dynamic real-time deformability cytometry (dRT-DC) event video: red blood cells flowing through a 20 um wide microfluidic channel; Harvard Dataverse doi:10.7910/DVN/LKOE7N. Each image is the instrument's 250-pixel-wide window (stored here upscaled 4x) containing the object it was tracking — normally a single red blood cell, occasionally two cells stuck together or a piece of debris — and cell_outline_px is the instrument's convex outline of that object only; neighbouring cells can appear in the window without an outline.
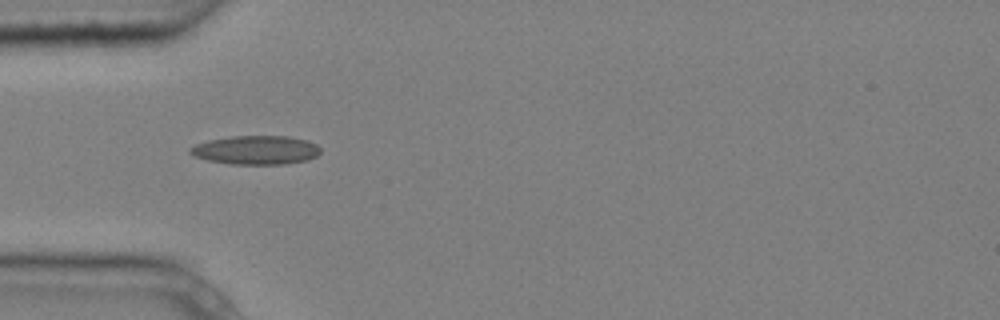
{"species": "common noctule bat (a hibernating species)", "species_latin": "Nyctalus noctula", "temperature_condition": "cold", "stored_images_in_passage": 2, "camera_frame_rate_fps": 3000, "um_per_image_px": 0.085, "animal": {"sex": "male", "body_mass_g": 20.4}, "frame": {"image": 1, "passage_image": 1, "time_ms": 0.0, "image_size_px": [1000, 320], "cell_outline_px": [[320, 152], [316, 156], [308, 160], [284, 164], [228, 164], [208, 160], [192, 156], [188, 152], [188, 148], [196, 144], [208, 140], [232, 136], [288, 136], [308, 140], [316, 144], [320, 148]], "centroid_in_image_um": [21.73, 12.75], "position_along_channel_um": 63.3, "area_um2": 22.08}}
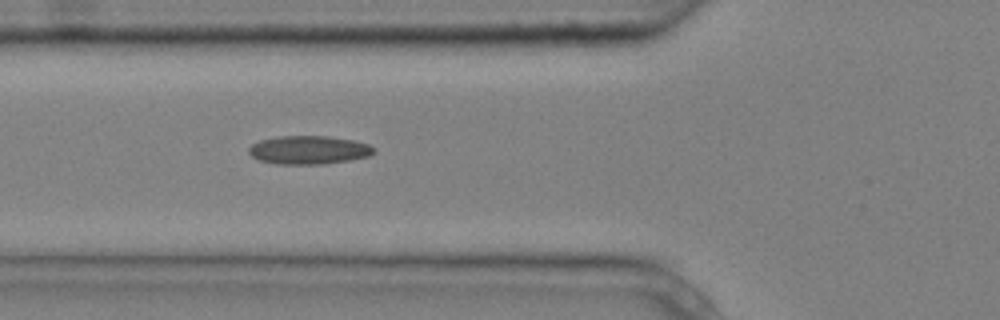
{"frame": {"image": 2, "passage_image": 2, "time_ms": 0.333, "image_size_px": [1000, 320], "cell_outline_px": [[376, 152], [368, 156], [352, 160], [324, 164], [276, 164], [260, 160], [252, 156], [248, 152], [248, 148], [252, 144], [260, 140], [276, 136], [328, 136], [352, 140], [368, 144], [376, 148]], "centroid_in_image_um": [26.26, 12.75], "position_along_channel_um": 99.5, "area_um2": 20.87}}